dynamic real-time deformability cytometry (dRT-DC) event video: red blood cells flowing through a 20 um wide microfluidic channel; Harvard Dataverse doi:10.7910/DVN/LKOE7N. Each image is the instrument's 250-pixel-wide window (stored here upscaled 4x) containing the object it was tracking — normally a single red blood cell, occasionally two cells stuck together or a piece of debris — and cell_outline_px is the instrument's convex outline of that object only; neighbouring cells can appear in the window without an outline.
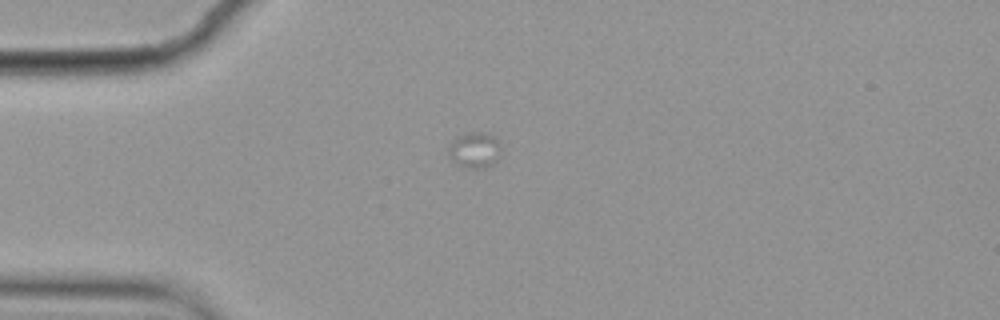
{"species": "common noctule bat (a hibernating species)", "species_latin": "Nyctalus noctula", "temperature_condition": "cold", "stored_images_in_passage": 5, "camera_frame_rate_fps": 3000, "um_per_image_px": 0.085, "animal": {"sex": "female", "body_mass_g": 19.9}, "frame": {"image": 1, "passage_image": 1, "time_ms": 0.0, "image_size_px": [1000, 320], "cell_outline_px": [[504, 148], [496, 160], [488, 168], [472, 168], [460, 164], [452, 160], [448, 156], [448, 144], [452, 140], [464, 132], [484, 132], [496, 136]], "centroid_in_image_um": [40.39, 12.71], "position_along_channel_um": 44.6, "area_um2": 11.33}}